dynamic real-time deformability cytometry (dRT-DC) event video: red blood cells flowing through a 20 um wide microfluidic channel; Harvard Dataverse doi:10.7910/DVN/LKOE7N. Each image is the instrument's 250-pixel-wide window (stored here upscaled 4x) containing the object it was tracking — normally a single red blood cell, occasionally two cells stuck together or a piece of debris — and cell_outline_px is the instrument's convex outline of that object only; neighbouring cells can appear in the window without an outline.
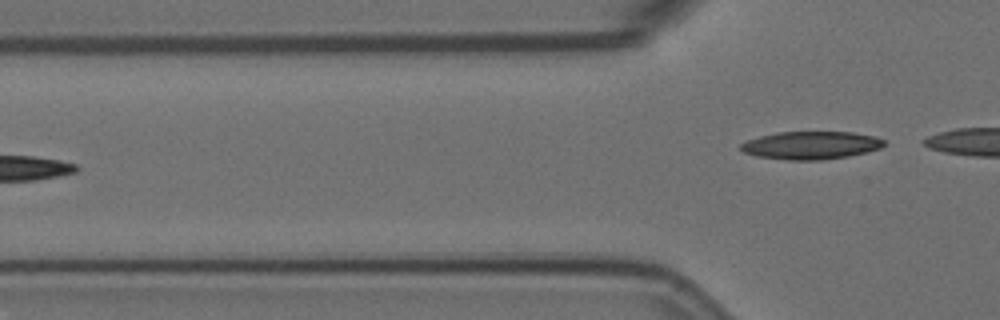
{"species": "Egyptian fruit bat (a non-hibernating species)", "species_latin": "Rousettus aegyptiacus", "temperature_condition": "room temperature", "stored_images_in_passage": 5, "camera_frame_rate_fps": 3000, "um_per_image_px": 0.085, "animal": {"sex": "female"}, "frame": {"image": 1, "passage_image": 5, "time_ms": 1.333, "image_size_px": [1000, 320], "cell_outline_px": [[884, 144], [880, 148], [868, 152], [848, 156], [824, 160], [788, 160], [756, 156], [744, 152], [740, 148], [740, 144], [748, 140], [760, 136], [776, 132], [852, 132], [876, 136], [884, 140]], "centroid_in_image_um": [68.94, 12.35], "position_along_channel_um": 56.9, "area_um2": 23.35}}